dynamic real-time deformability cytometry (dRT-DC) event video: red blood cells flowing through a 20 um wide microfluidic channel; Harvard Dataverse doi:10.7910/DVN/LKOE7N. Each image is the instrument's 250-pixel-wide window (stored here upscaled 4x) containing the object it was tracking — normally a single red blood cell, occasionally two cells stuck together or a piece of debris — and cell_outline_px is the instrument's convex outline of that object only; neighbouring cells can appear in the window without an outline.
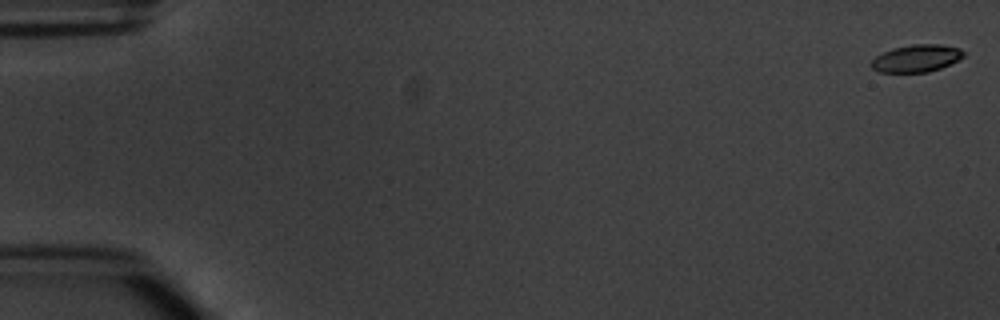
{"species": "common noctule bat (a hibernating species)", "species_latin": "Nyctalus noctula", "temperature_condition": "warm", "stored_images_in_passage": 7, "camera_frame_rate_fps": 3000, "um_per_image_px": 0.085, "animal": {"sex": "male", "body_mass_g": 20.1, "forearm_length_mm": 53.5}, "frame": {"image": 1, "passage_image": 1, "time_ms": 0.0, "image_size_px": [1000, 320], "cell_outline_px": [[964, 56], [940, 68], [928, 72], [880, 72], [872, 68], [872, 60], [876, 56], [892, 48], [912, 44], [940, 44], [960, 48], [964, 52]], "centroid_in_image_um": [77.9, 4.95], "position_along_channel_um": 7.1, "area_um2": 14.51}}
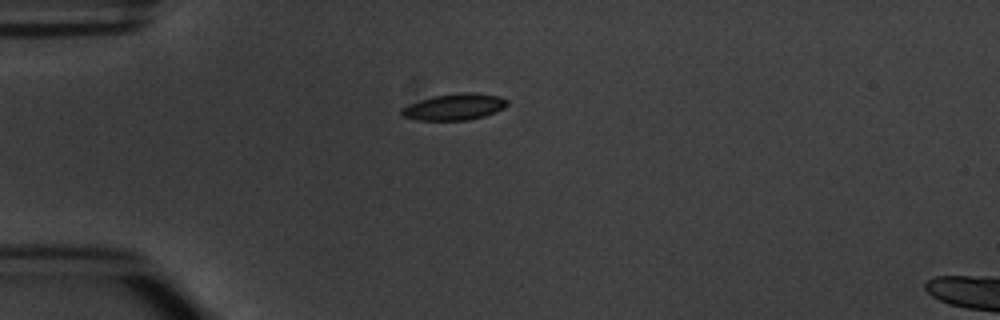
{"frame": {"image": 2, "passage_image": 5, "time_ms": 4.667, "image_size_px": [1000, 320], "cell_outline_px": [[508, 104], [504, 108], [496, 112], [484, 116], [468, 120], [416, 120], [400, 116], [400, 108], [408, 104], [432, 96], [468, 92], [472, 92], [500, 96], [508, 100]], "centroid_in_image_um": [38.6, 9.09], "position_along_channel_um": 46.4, "area_um2": 16.42}}